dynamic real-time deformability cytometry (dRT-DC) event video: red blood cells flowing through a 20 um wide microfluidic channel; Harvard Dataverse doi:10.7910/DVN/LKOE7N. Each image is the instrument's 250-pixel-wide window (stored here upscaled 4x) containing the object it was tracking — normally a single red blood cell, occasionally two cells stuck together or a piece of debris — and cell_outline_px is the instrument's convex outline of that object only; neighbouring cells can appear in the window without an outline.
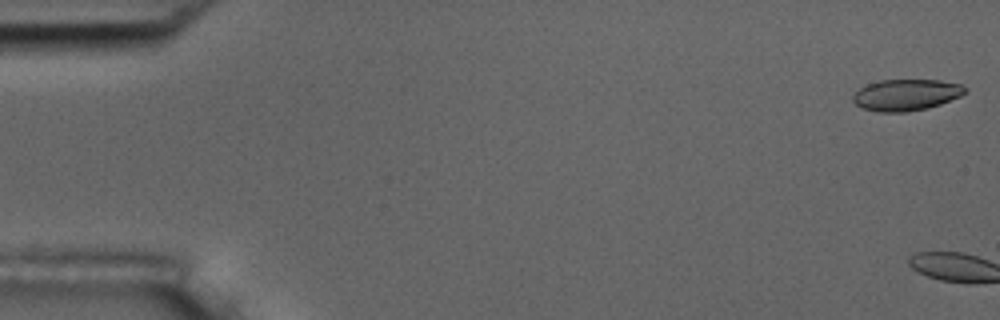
{"species": "common noctule bat (a hibernating species)", "species_latin": "Nyctalus noctula", "temperature_condition": "room temperature", "stored_images_in_passage": 3, "camera_frame_rate_fps": 3000, "um_per_image_px": 0.085, "animal": {"sex": "male", "body_mass_g": 17.5, "forearm_length_mm": 52.3}, "frame": {"image": 1, "passage_image": 1, "time_ms": 0.0, "image_size_px": [1000, 320], "cell_outline_px": [[968, 92], [960, 96], [940, 104], [928, 108], [904, 112], [880, 112], [864, 108], [856, 104], [852, 100], [852, 96], [860, 88], [868, 84], [880, 80], [940, 80], [960, 84], [968, 88]], "centroid_in_image_um": [77.05, 8.06], "position_along_channel_um": 7.9, "area_um2": 20.46}}